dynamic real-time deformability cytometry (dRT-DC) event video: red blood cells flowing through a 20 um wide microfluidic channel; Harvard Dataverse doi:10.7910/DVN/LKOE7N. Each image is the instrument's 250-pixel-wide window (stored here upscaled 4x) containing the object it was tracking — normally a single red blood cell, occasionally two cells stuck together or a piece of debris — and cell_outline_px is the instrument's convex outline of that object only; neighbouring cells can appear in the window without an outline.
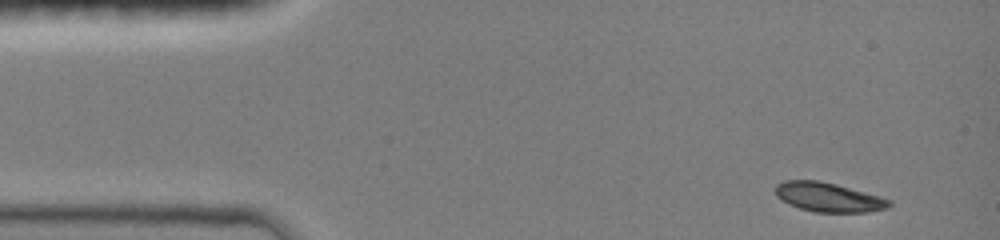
{"species": "common noctule bat (a hibernating species)", "species_latin": "Nyctalus noctula", "temperature_condition": "room temperature", "stored_images_in_passage": 12, "camera_frame_rate_fps": 3000, "um_per_image_px": 0.085, "animal": {"sex": "female", "body_mass_g": 19.0, "forearm_length_mm": 51.5}, "frame": {"image": 1, "passage_image": 1, "time_ms": 0.0, "image_size_px": [1000, 240], "cell_outline_px": [[892, 204], [888, 208], [868, 212], [816, 212], [800, 208], [788, 204], [780, 200], [776, 196], [776, 184], [784, 180], [820, 180], [836, 184], [880, 196], [892, 200]], "centroid_in_image_um": [70.42, 16.76], "position_along_channel_um": 14.6, "area_um2": 19.54}}
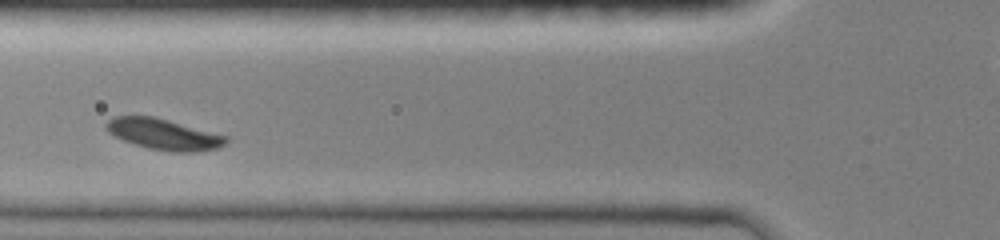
{"frame": {"image": 2, "passage_image": 9, "time_ms": 2.667, "image_size_px": [1000, 240], "cell_outline_px": [[228, 140], [224, 144], [216, 148], [196, 152], [172, 152], [148, 148], [124, 140], [108, 132], [104, 128], [104, 124], [112, 116], [156, 116], [228, 136]], "centroid_in_image_um": [13.9, 11.4], "position_along_channel_um": 111.9, "area_um2": 21.68}}
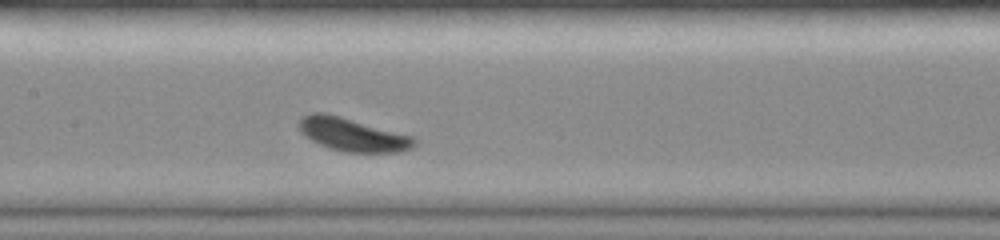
{"frame": {"image": 3, "passage_image": 12, "time_ms": 3.667, "image_size_px": [1000, 240], "cell_outline_px": [[416, 144], [412, 148], [396, 152], [348, 152], [332, 148], [320, 144], [304, 136], [300, 132], [300, 116], [312, 112], [324, 112], [340, 116], [416, 136]], "centroid_in_image_um": [30.0, 11.42], "position_along_channel_um": 177.4, "area_um2": 22.37}}